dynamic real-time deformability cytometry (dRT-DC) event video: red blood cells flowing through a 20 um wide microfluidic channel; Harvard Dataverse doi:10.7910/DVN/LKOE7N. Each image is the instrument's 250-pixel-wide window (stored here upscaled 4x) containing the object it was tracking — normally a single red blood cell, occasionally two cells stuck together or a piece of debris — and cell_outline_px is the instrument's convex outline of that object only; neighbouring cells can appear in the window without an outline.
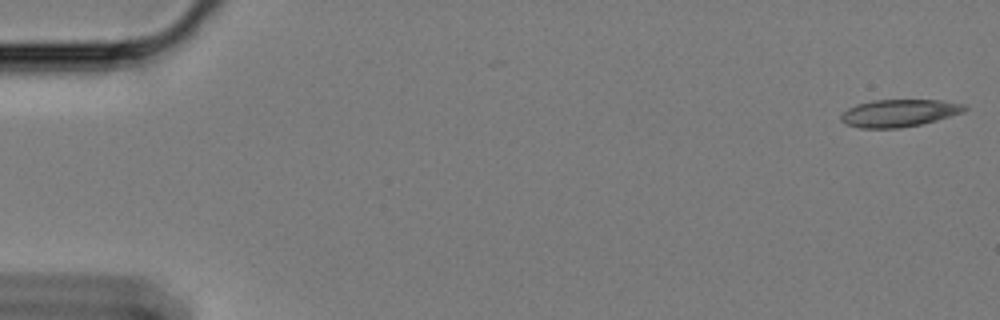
{"species": "Egyptian fruit bat (a non-hibernating species)", "species_latin": "Rousettus aegyptiacus", "temperature_condition": "cold", "stored_images_in_passage": 57, "camera_frame_rate_fps": 3000, "um_per_image_px": 0.085, "animal": {"sex": "female"}, "frame": {"image": 1, "passage_image": 1, "time_ms": 0.0, "image_size_px": [1000, 320], "cell_outline_px": [[968, 108], [964, 112], [936, 120], [920, 124], [900, 128], [860, 128], [844, 124], [840, 120], [840, 116], [848, 108], [856, 104], [872, 100], [940, 100], [964, 104]], "centroid_in_image_um": [76.4, 9.61], "position_along_channel_um": 8.6, "area_um2": 19.77}}
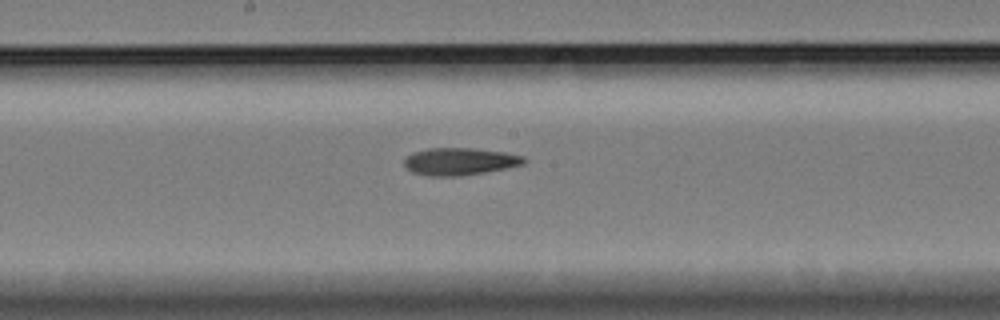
{"frame": {"image": 2, "passage_image": 31, "time_ms": 10.0, "image_size_px": [1000, 320], "cell_outline_px": [[528, 160], [524, 164], [484, 172], [460, 176], [428, 176], [412, 172], [404, 164], [404, 160], [408, 156], [416, 152], [428, 148], [476, 148], [504, 152], [524, 156]], "centroid_in_image_um": [39.11, 13.72], "position_along_channel_um": 209.1, "area_um2": 18.96}}
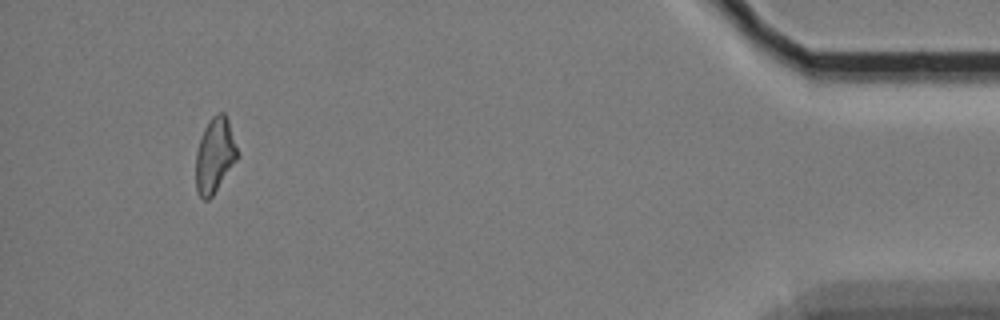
{"frame": {"image": 3, "passage_image": 55, "time_ms": 18.0, "image_size_px": [1000, 320], "cell_outline_px": [[240, 156], [212, 196], [208, 200], [204, 200], [196, 192], [196, 152], [204, 128], [212, 116], [220, 112], [224, 112], [228, 120]], "centroid_in_image_um": [18.27, 13.21], "position_along_channel_um": 416.9, "area_um2": 18.15}, "authors_computed_cell_mechanics": {"area_um2": 19.0162, "velocity_mm_per_s": 3.4035, "shape_relaxation_time_tau1_ms": null, "shape_relaxation_time_tau2_ms": 6.4916, "deformation_change_tau1": null, "deformation_change_tau2": 0.1636}}